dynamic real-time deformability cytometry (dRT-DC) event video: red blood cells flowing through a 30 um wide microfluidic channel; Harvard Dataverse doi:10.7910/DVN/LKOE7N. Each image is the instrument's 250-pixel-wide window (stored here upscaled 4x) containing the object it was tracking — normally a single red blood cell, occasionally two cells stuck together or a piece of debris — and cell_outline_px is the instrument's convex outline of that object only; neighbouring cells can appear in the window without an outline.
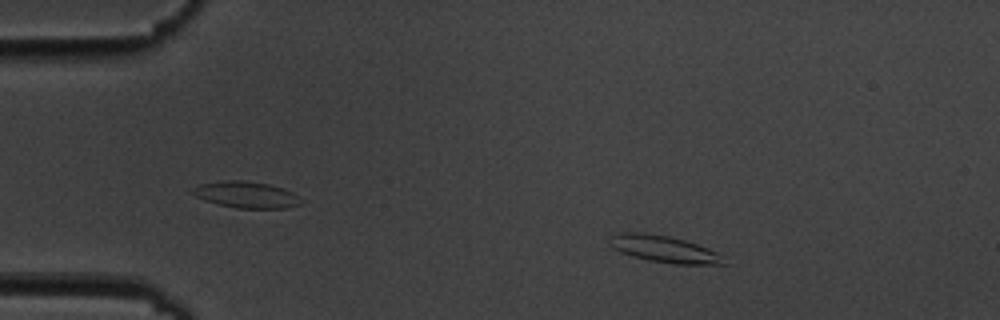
{"species": "common noctule bat (a hibernating species)", "species_latin": "Nyctalus noctula", "temperature_condition": "cold", "stored_images_in_passage": 4, "camera_frame_rate_fps": 3000, "um_per_image_px": 0.085, "animal": {"sex": "male", "body_mass_g": 19.5, "forearm_length_mm": 54.6}, "frame": {"image": 1, "passage_image": 2, "time_ms": 2.0, "image_size_px": [1000, 320], "cell_outline_px": [[728, 264], [672, 264], [648, 260], [632, 256], [620, 252], [612, 248], [608, 244], [608, 236], [620, 232], [644, 232], [668, 236], [684, 240], [708, 248], [724, 256]], "centroid_in_image_um": [56.4, 21.16], "position_along_channel_um": 28.6, "area_um2": 18.09}}